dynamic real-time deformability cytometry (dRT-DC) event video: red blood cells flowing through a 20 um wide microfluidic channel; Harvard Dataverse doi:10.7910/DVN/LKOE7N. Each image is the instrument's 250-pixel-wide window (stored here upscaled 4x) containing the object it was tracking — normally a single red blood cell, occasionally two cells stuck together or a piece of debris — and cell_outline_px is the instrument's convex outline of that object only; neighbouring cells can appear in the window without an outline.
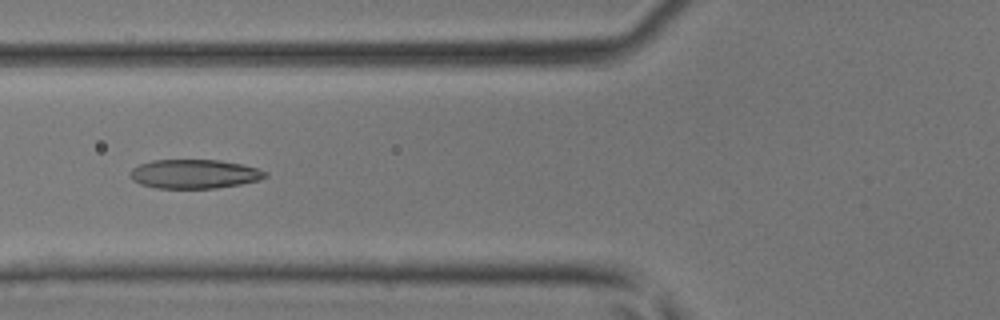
{"species": "common noctule bat (a hibernating species)", "species_latin": "Nyctalus noctula", "temperature_condition": "room temperature", "stored_images_in_passage": 47, "camera_frame_rate_fps": 3000, "um_per_image_px": 0.085, "animal": {"sex": "male", "body_mass_g": 17.9, "forearm_length_mm": 54.2}, "frame": {"image": 1, "passage_image": 19, "time_ms": 6.0, "image_size_px": [1000, 320], "cell_outline_px": [[268, 176], [256, 180], [240, 184], [216, 188], [156, 188], [140, 184], [132, 180], [132, 168], [140, 164], [152, 160], [220, 160], [244, 164], [268, 172]], "centroid_in_image_um": [16.53, 14.78], "position_along_channel_um": 109.3, "area_um2": 22.77}}
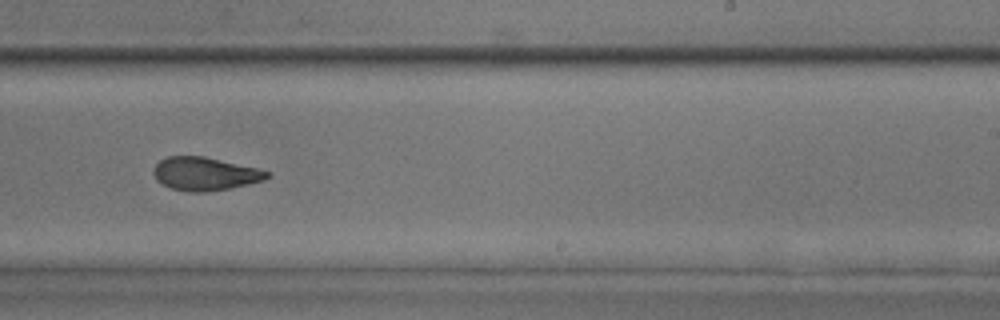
{"frame": {"image": 2, "passage_image": 30, "time_ms": 9.667, "image_size_px": [1000, 320], "cell_outline_px": [[272, 176], [264, 180], [248, 184], [228, 188], [204, 192], [188, 192], [172, 188], [156, 180], [152, 172], [152, 168], [160, 160], [168, 156], [204, 156], [256, 168], [272, 172]], "centroid_in_image_um": [17.42, 14.77], "position_along_channel_um": 271.6, "area_um2": 21.96}}
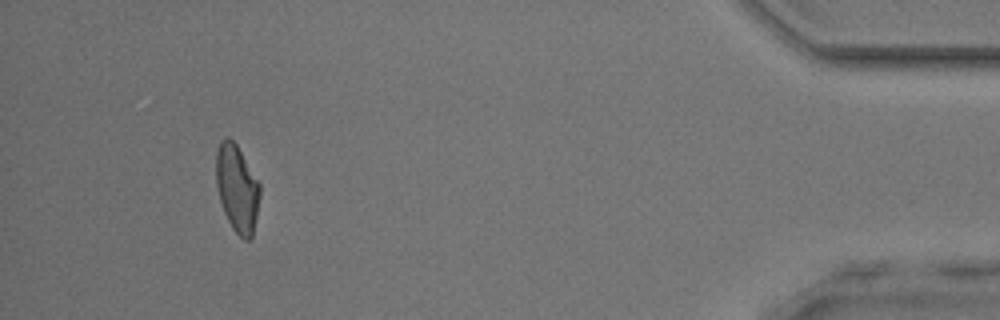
{"frame": {"image": 3, "passage_image": 44, "time_ms": 14.333, "image_size_px": [1000, 320], "cell_outline_px": [[260, 196], [252, 236], [248, 240], [244, 240], [232, 228], [224, 212], [220, 200], [216, 184], [216, 152], [220, 140], [228, 136], [236, 144], [260, 184]], "centroid_in_image_um": [20.14, 15.99], "position_along_channel_um": 415.1, "area_um2": 22.08}}